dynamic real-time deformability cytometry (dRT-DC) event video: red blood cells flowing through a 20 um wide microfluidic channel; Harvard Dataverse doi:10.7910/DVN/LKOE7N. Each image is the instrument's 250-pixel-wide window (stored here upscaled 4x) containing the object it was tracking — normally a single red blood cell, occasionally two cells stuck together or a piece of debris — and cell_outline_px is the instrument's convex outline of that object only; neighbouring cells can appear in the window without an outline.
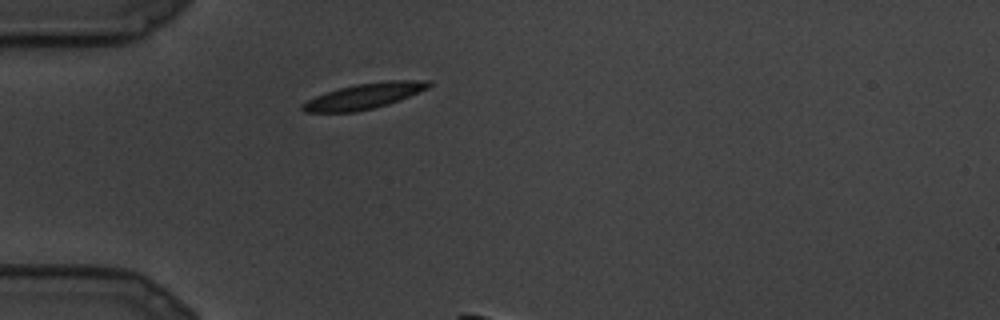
{"species": "common noctule bat (a hibernating species)", "species_latin": "Nyctalus noctula", "temperature_condition": "cold", "stored_images_in_passage": 4, "camera_frame_rate_fps": 3000, "um_per_image_px": 0.085, "animal": {"sex": "male", "body_mass_g": 19.5, "forearm_length_mm": 54.6}, "frame": {"image": 1, "passage_image": 1, "time_ms": 0.0, "image_size_px": [1000, 320], "cell_outline_px": [[432, 84], [428, 88], [400, 100], [388, 104], [356, 112], [304, 112], [300, 108], [300, 104], [316, 96], [340, 88], [356, 84], [384, 80], [432, 80]], "centroid_in_image_um": [30.98, 8.16], "position_along_channel_um": 54.0, "area_um2": 18.79}}
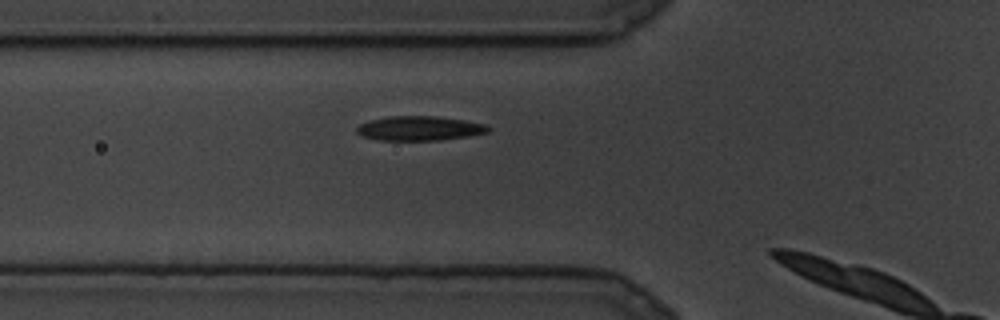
{"frame": {"image": 2, "passage_image": 3, "time_ms": 0.667, "image_size_px": [1000, 320], "cell_outline_px": [[492, 128], [488, 132], [468, 136], [440, 140], [380, 140], [364, 136], [356, 132], [356, 128], [360, 124], [372, 120], [392, 116], [436, 116], [464, 120], [488, 124]], "centroid_in_image_um": [35.72, 10.91], "position_along_channel_um": 90.1, "area_um2": 18.61}}